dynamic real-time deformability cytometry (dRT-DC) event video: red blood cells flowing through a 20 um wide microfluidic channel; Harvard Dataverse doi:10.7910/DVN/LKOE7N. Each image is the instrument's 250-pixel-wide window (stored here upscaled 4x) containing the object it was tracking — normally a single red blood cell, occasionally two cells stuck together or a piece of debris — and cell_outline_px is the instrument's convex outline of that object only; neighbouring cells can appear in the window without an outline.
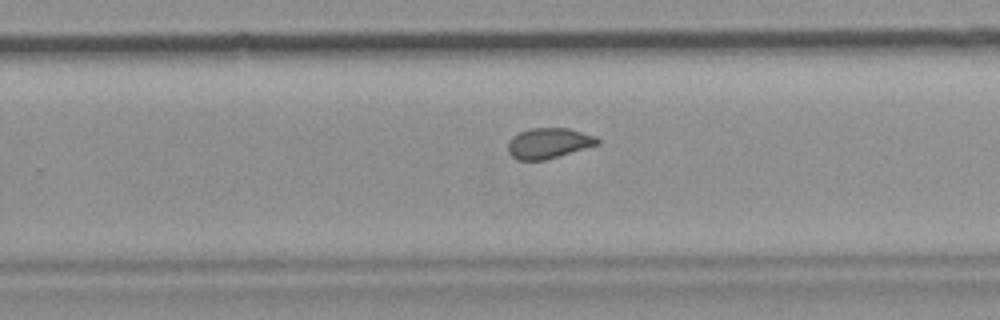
{"species": "common noctule bat (a hibernating species)", "species_latin": "Nyctalus noctula", "temperature_condition": "room temperature", "stored_images_in_passage": 34, "camera_frame_rate_fps": 3000, "um_per_image_px": 0.085, "animal": {"sex": "female", "body_mass_g": 19.9}, "frame": {"image": 1, "passage_image": 25, "time_ms": 8.0, "image_size_px": [1000, 320], "cell_outline_px": [[600, 144], [544, 160], [516, 160], [508, 152], [508, 144], [512, 136], [520, 132], [532, 128], [568, 128], [596, 136], [600, 140]], "centroid_in_image_um": [46.64, 12.17], "position_along_channel_um": 283.2, "area_um2": 15.84}}